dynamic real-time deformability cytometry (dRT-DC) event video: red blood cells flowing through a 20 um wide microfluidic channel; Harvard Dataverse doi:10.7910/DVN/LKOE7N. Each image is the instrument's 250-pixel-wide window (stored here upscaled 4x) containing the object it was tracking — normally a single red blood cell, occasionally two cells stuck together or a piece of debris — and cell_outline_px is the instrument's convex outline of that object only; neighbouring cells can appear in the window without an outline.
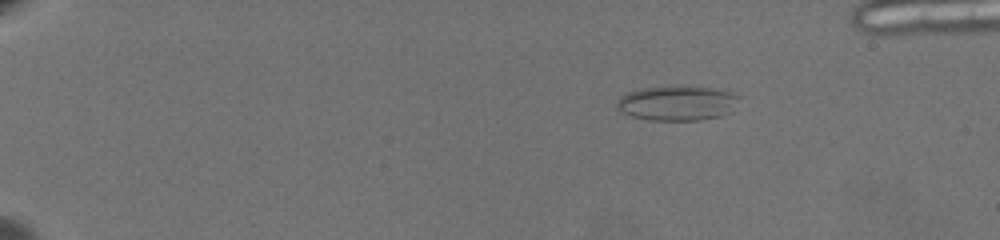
{"species": "common noctule bat (a hibernating species)", "species_latin": "Nyctalus noctula", "temperature_condition": "warm", "stored_images_in_passage": 11, "camera_frame_rate_fps": 3000, "um_per_image_px": 0.085, "animal": {"sex": "female", "body_mass_g": 19.5, "forearm_length_mm": 54.1}, "frame": {"image": 1, "passage_image": 5, "time_ms": 1.333, "image_size_px": [1000, 240], "cell_outline_px": [[740, 96], [716, 116], [696, 120], [652, 120], [636, 116], [624, 112], [616, 104], [620, 96], [628, 92], [640, 88], [716, 88], [732, 92]], "centroid_in_image_um": [57.46, 8.76], "position_along_channel_um": 27.5, "area_um2": 23.06}}
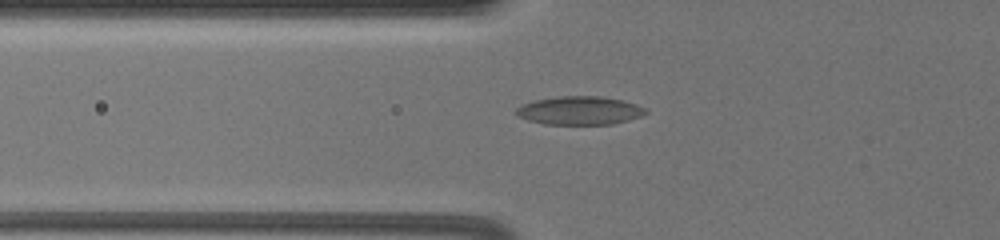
{"frame": {"image": 2, "passage_image": 11, "time_ms": 3.333, "image_size_px": [1000, 240], "cell_outline_px": [[648, 112], [640, 116], [628, 120], [612, 124], [544, 124], [528, 120], [516, 116], [516, 108], [524, 104], [536, 100], [560, 96], [600, 96], [620, 100], [636, 104], [644, 108]], "centroid_in_image_um": [49.25, 9.4], "position_along_channel_um": 76.5, "area_um2": 21.21}}